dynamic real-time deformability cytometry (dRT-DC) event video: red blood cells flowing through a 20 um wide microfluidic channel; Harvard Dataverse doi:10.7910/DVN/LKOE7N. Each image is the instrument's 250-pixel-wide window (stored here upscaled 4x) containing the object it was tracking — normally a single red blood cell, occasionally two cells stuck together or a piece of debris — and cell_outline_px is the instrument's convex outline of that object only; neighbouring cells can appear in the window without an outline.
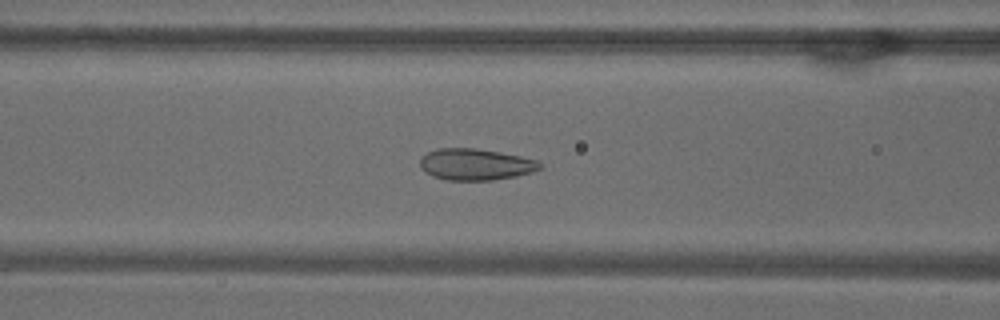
{"species": "common noctule bat (a hibernating species)", "species_latin": "Nyctalus noctula", "temperature_condition": "warm", "stored_images_in_passage": 48, "camera_frame_rate_fps": 3000, "um_per_image_px": 0.085, "animal": {"sex": "male", "body_mass_g": 18.8}, "frame": {"image": 1, "passage_image": 16, "time_ms": 5.0, "image_size_px": [1000, 320], "cell_outline_px": [[544, 164], [540, 168], [532, 172], [516, 176], [492, 180], [448, 180], [432, 176], [424, 172], [420, 168], [420, 160], [428, 152], [436, 148], [476, 148], [500, 152], [520, 156], [536, 160]], "centroid_in_image_um": [40.41, 13.97], "position_along_channel_um": 126.2, "area_um2": 22.02}}
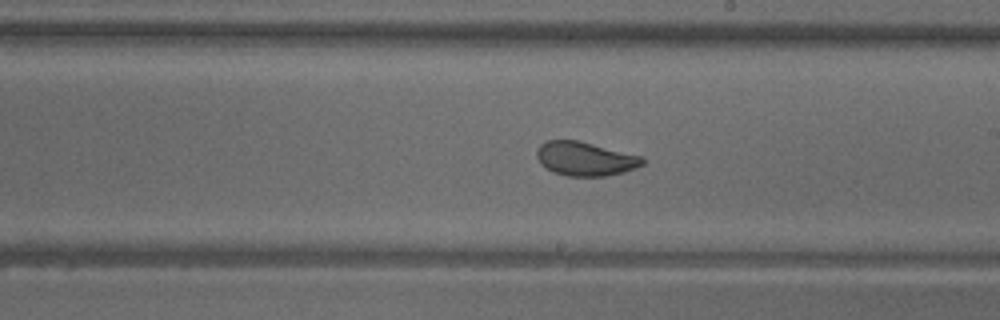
{"frame": {"image": 2, "passage_image": 25, "time_ms": 8.0, "image_size_px": [1000, 320], "cell_outline_px": [[644, 164], [636, 168], [624, 172], [604, 176], [568, 176], [552, 172], [540, 164], [536, 156], [536, 152], [540, 144], [548, 140], [580, 140], [644, 156]], "centroid_in_image_um": [49.76, 13.49], "position_along_channel_um": 239.2, "area_um2": 21.27}}
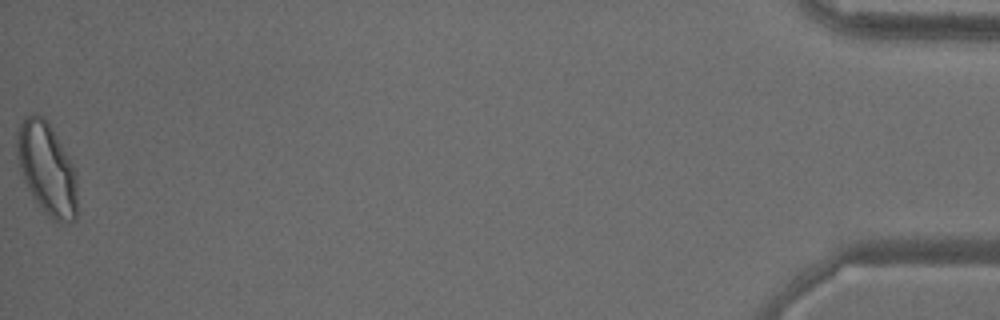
{"frame": {"image": 3, "passage_image": 48, "time_ms": 15.667, "image_size_px": [1000, 320], "cell_outline_px": [[76, 220], [52, 220], [36, 204], [24, 180], [20, 168], [16, 148], [16, 140], [20, 124], [24, 116], [32, 112], [36, 112], [44, 116], [48, 120], [68, 156], [76, 172]], "centroid_in_image_um": [3.96, 14.28], "position_along_channel_um": 431.2, "area_um2": 32.37}, "authors_computed_cell_mechanics": {"area_um2": 23.7269, "velocity_mm_per_s": 3.7669, "shape_relaxation_time_tau1_ms": 3.7876, "shape_relaxation_time_tau2_ms": 0.8093, "deformation_change_tau1": 0.131, "deformation_change_tau2": 0.0622}}